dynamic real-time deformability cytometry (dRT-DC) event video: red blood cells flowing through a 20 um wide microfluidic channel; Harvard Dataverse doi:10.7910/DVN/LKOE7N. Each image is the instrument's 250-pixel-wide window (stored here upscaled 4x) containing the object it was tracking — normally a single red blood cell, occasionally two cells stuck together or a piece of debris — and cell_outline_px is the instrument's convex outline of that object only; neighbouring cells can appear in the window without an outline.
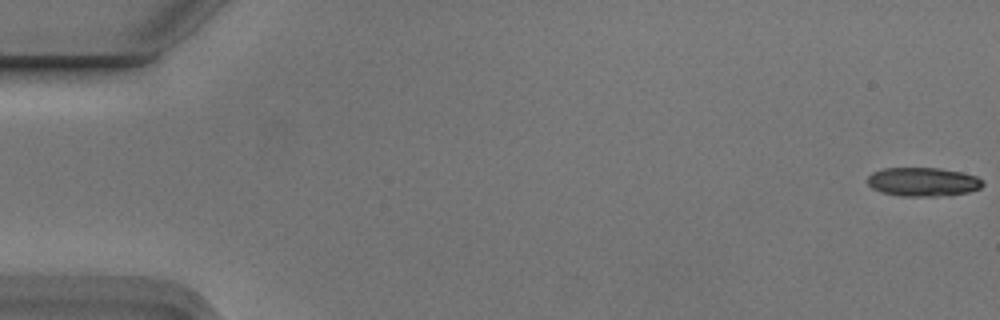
{"species": "Egyptian fruit bat (a non-hibernating species)", "species_latin": "Rousettus aegyptiacus", "temperature_condition": "cold", "stored_images_in_passage": 7, "camera_frame_rate_fps": 3000, "um_per_image_px": 0.085, "animal": {"sex": "male"}, "frame": {"image": 1, "passage_image": 1, "time_ms": 0.0, "image_size_px": [1000, 320], "cell_outline_px": [[984, 184], [980, 188], [968, 192], [948, 196], [900, 196], [880, 192], [872, 188], [868, 184], [868, 176], [872, 172], [884, 168], [940, 168], [960, 172], [976, 176], [984, 180]], "centroid_in_image_um": [78.46, 15.46], "position_along_channel_um": 6.5, "area_um2": 19.54}}
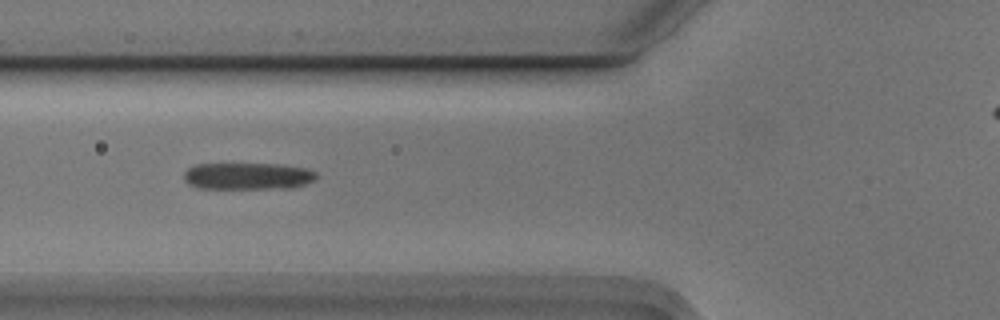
{"frame": {"image": 2, "passage_image": 7, "time_ms": 2.0, "image_size_px": [1000, 320], "cell_outline_px": [[316, 180], [292, 188], [196, 188], [188, 184], [184, 180], [184, 172], [188, 168], [196, 164], [280, 164], [304, 168], [316, 172]], "centroid_in_image_um": [21.04, 14.97], "position_along_channel_um": 104.8, "area_um2": 20.75}}